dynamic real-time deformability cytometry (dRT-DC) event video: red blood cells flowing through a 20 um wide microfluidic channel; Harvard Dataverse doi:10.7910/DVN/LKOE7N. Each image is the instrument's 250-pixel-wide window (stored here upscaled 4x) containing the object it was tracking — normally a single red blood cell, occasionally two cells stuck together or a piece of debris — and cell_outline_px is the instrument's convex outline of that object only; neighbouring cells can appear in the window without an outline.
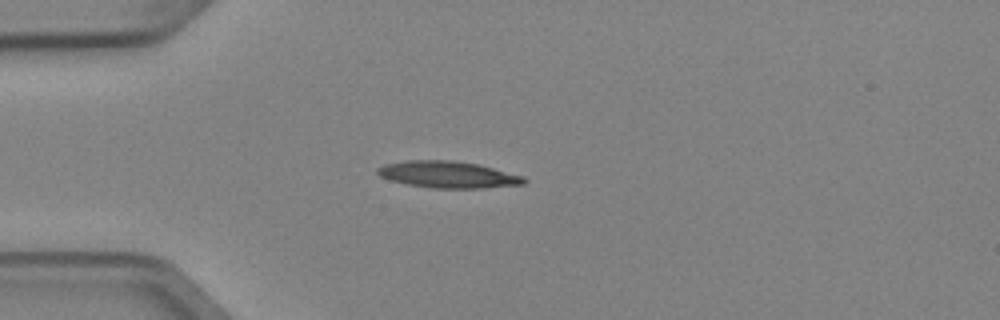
{"species": "Egyptian fruit bat (a non-hibernating species)", "species_latin": "Rousettus aegyptiacus", "temperature_condition": "cold", "stored_images_in_passage": 6, "camera_frame_rate_fps": 3000, "um_per_image_px": 0.085, "animal": {"sex": "female"}, "frame": {"image": 1, "passage_image": 4, "time_ms": 1.0, "image_size_px": [1000, 320], "cell_outline_px": [[528, 180], [524, 184], [484, 188], [432, 188], [408, 184], [392, 180], [380, 176], [376, 172], [376, 168], [384, 164], [408, 160], [456, 160], [480, 164], [524, 176]], "centroid_in_image_um": [38.11, 14.83], "position_along_channel_um": 46.9, "area_um2": 22.95}}
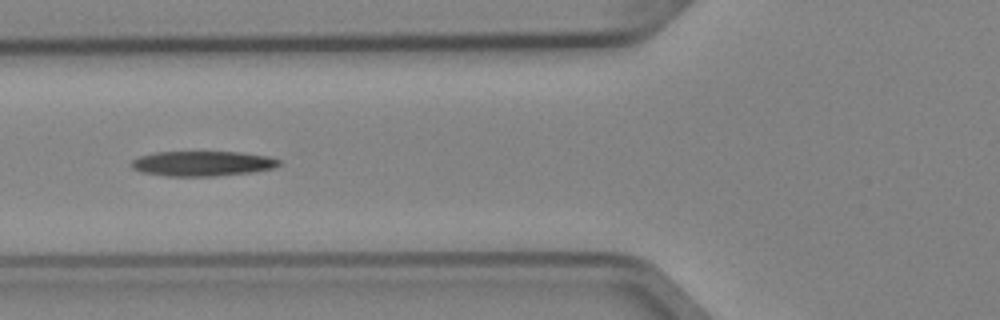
{"frame": {"image": 2, "passage_image": 6, "time_ms": 1.667, "image_size_px": [1000, 320], "cell_outline_px": [[284, 160], [276, 168], [252, 172], [216, 176], [164, 176], [140, 172], [132, 168], [132, 160], [140, 156], [156, 152], [240, 152], [268, 156]], "centroid_in_image_um": [17.25, 13.9], "position_along_channel_um": 108.5, "area_um2": 21.73}}